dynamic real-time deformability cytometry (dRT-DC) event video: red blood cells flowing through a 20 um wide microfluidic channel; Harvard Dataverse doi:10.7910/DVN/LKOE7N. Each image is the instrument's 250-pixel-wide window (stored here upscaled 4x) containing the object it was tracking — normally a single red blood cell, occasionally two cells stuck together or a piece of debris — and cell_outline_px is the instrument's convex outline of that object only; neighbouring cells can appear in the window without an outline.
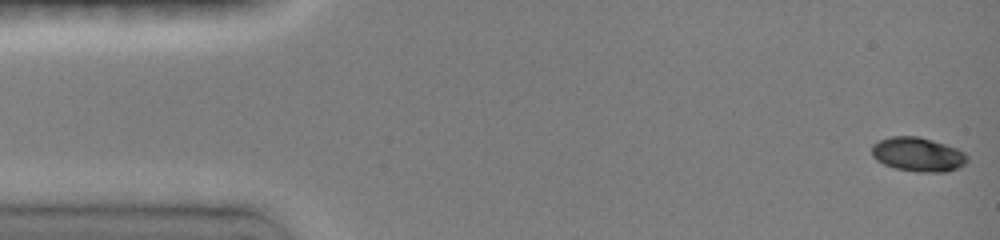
{"species": "common noctule bat (a hibernating species)", "species_latin": "Nyctalus noctula", "temperature_condition": "room temperature", "stored_images_in_passage": 55, "camera_frame_rate_fps": 3000, "um_per_image_px": 0.085, "animal": {"sex": "female", "body_mass_g": 19.0, "forearm_length_mm": 51.5}, "frame": {"image": 1, "passage_image": 1, "time_ms": 0.0, "image_size_px": [1000, 240], "cell_outline_px": [[968, 160], [964, 164], [948, 172], [916, 172], [896, 168], [884, 164], [876, 160], [872, 156], [872, 144], [880, 140], [892, 136], [916, 136], [944, 144], [956, 148], [964, 152], [968, 156]], "centroid_in_image_um": [78.01, 13.13], "position_along_channel_um": 7.0, "area_um2": 18.9}}
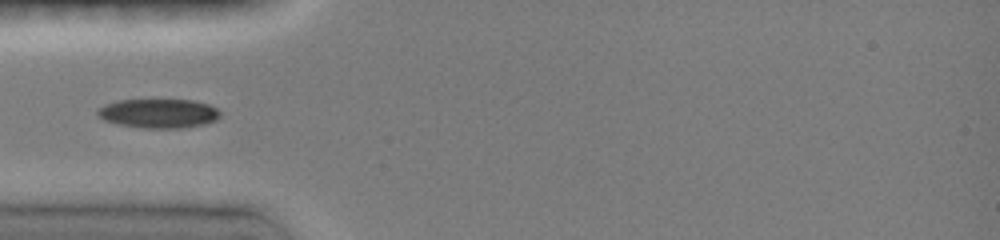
{"frame": {"image": 2, "passage_image": 17, "time_ms": 4.667, "image_size_px": [1000, 240], "cell_outline_px": [[220, 116], [216, 120], [204, 124], [180, 128], [144, 128], [120, 124], [104, 120], [96, 112], [104, 104], [120, 100], [192, 100], [208, 104], [216, 108], [220, 112]], "centroid_in_image_um": [13.5, 9.64], "position_along_channel_um": 71.5, "area_um2": 20.63}}
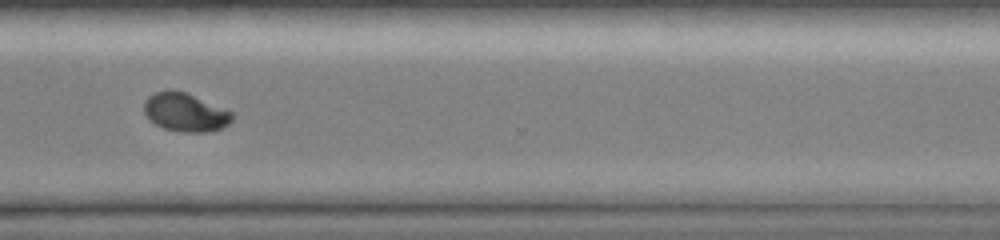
{"frame": {"image": 3, "passage_image": 54, "time_ms": 11.667, "image_size_px": [1000, 240], "cell_outline_px": [[232, 120], [224, 128], [208, 132], [184, 132], [164, 128], [156, 124], [144, 112], [144, 100], [148, 96], [156, 92], [168, 88], [176, 88], [232, 112]], "centroid_in_image_um": [15.73, 9.52], "position_along_channel_um": 354.9, "area_um2": 19.77}}